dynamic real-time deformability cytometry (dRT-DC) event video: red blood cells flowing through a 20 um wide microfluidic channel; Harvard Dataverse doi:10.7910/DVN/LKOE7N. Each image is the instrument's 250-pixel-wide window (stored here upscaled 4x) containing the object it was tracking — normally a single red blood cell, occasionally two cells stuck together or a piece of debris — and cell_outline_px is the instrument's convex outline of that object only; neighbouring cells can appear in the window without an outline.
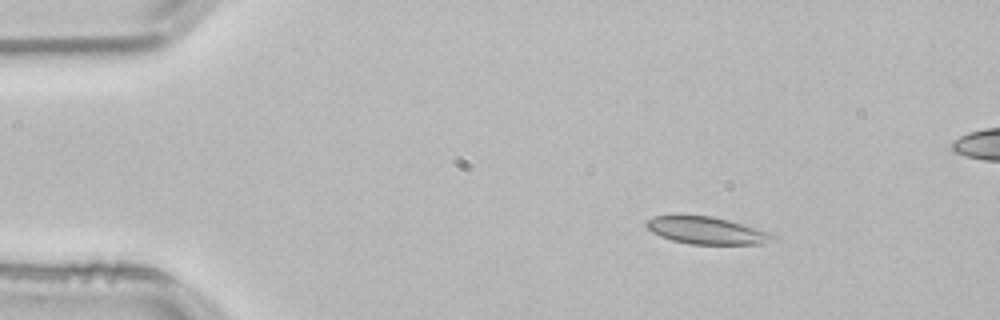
{"species": "common noctule bat (a hibernating species)", "species_latin": "Nyctalus noctula", "temperature_condition": "room temperature", "stored_images_in_passage": 3, "camera_frame_rate_fps": 3000, "um_per_image_px": 0.085, "animal": {"sex": "male", "body_mass_g": 21.5, "forearm_length_mm": 52.0}, "frame": {"image": 1, "passage_image": 1, "time_ms": 0.0, "image_size_px": [1000, 320], "cell_outline_px": [[776, 236], [764, 244], [688, 244], [672, 240], [660, 236], [652, 232], [644, 224], [648, 220], [656, 216], [676, 212], [712, 216], [728, 220], [772, 232]], "centroid_in_image_um": [60.0, 19.55], "position_along_channel_um": 25.0, "area_um2": 20.69}}
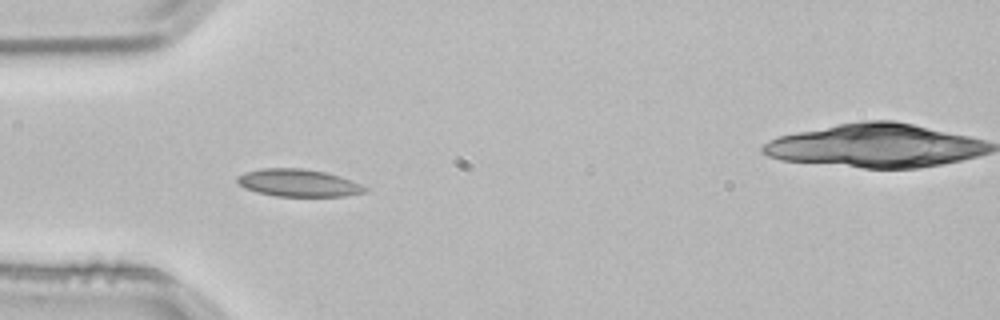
{"frame": {"image": 2, "passage_image": 2, "time_ms": 0.333, "image_size_px": [1000, 320], "cell_outline_px": [[368, 192], [344, 196], [276, 196], [256, 192], [244, 188], [236, 180], [236, 176], [244, 172], [264, 168], [304, 168], [324, 172], [340, 176], [360, 184], [368, 188]], "centroid_in_image_um": [25.35, 15.55], "position_along_channel_um": 59.7, "area_um2": 20.46}}